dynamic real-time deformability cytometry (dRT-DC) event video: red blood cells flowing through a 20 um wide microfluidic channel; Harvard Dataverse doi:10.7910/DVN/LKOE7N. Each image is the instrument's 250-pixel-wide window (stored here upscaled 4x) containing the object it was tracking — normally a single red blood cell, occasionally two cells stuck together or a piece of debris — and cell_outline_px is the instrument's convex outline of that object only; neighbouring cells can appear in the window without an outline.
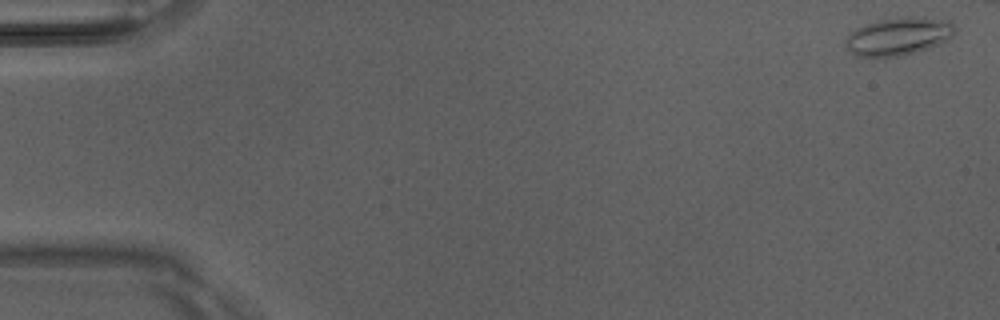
{"species": "Egyptian fruit bat (a non-hibernating species)", "species_latin": "Rousettus aegyptiacus", "temperature_condition": "room temperature", "stored_images_in_passage": 4, "camera_frame_rate_fps": 3000, "um_per_image_px": 0.085, "animal": {"sex": "male"}, "frame": {"image": 1, "passage_image": 1, "time_ms": 0.0, "image_size_px": [1000, 320], "cell_outline_px": [[956, 32], [948, 40], [940, 44], [904, 56], [856, 56], [844, 48], [844, 44], [848, 36], [856, 28], [880, 20], [908, 16], [924, 16], [948, 20], [956, 24]], "centroid_in_image_um": [76.43, 3.08], "position_along_channel_um": 8.6, "area_um2": 24.39}}